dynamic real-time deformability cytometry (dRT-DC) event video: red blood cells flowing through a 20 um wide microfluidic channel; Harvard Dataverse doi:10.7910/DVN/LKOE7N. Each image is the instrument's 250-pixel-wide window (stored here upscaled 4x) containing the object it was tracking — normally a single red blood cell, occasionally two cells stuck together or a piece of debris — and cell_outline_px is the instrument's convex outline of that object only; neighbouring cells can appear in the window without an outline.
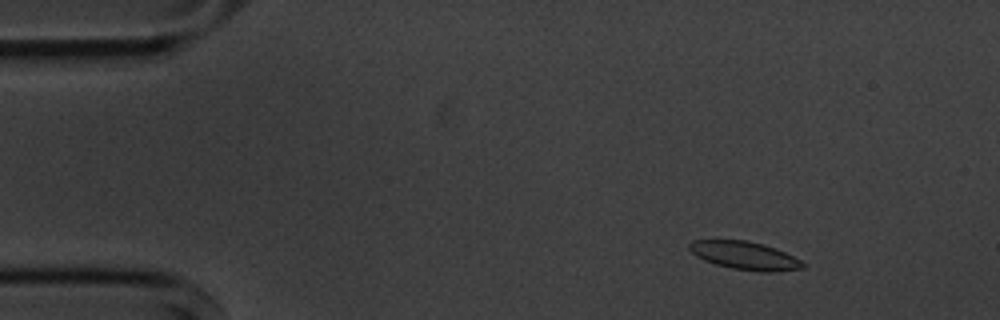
{"species": "common noctule bat (a hibernating species)", "species_latin": "Nyctalus noctula", "temperature_condition": "cold", "stored_images_in_passage": 3, "camera_frame_rate_fps": 3000, "um_per_image_px": 0.085, "animal": {"sex": "male", "body_mass_g": 20.1, "forearm_length_mm": 53.5}, "frame": {"image": 1, "passage_image": 1, "time_ms": 0.0, "image_size_px": [1000, 320], "cell_outline_px": [[808, 264], [804, 268], [776, 272], [760, 272], [732, 268], [716, 264], [704, 260], [696, 256], [688, 248], [688, 244], [692, 240], [748, 240], [764, 244], [776, 248]], "centroid_in_image_um": [63.33, 21.72], "position_along_channel_um": 21.7, "area_um2": 18.73}}